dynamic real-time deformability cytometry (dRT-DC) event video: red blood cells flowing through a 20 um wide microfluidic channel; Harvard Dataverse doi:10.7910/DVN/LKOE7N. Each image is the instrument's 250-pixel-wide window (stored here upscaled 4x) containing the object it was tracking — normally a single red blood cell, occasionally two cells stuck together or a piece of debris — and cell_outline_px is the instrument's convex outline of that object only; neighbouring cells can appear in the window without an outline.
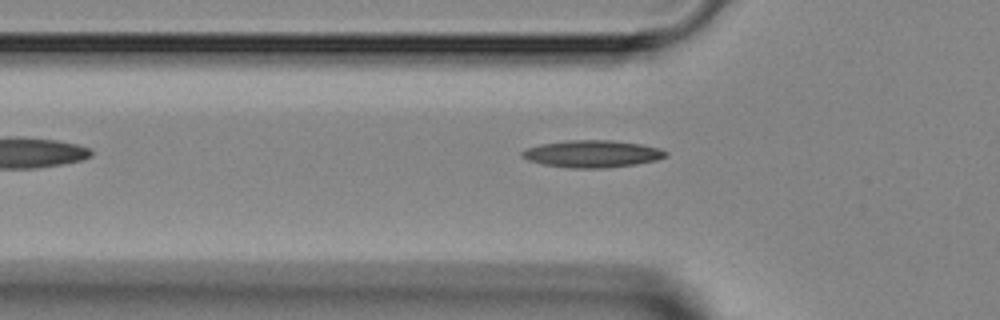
{"species": "Egyptian fruit bat (a non-hibernating species)", "species_latin": "Rousettus aegyptiacus", "temperature_condition": "room temperature", "stored_images_in_passage": 3, "camera_frame_rate_fps": 3000, "um_per_image_px": 0.085, "animal": {"sex": "female"}, "frame": {"image": 1, "passage_image": 3, "time_ms": 2.333, "image_size_px": [1000, 320], "cell_outline_px": [[668, 156], [656, 160], [636, 164], [604, 168], [568, 168], [544, 164], [528, 160], [520, 156], [520, 152], [528, 148], [540, 144], [564, 140], [612, 140], [640, 144], [660, 148], [668, 152]], "centroid_in_image_um": [50.34, 13.07], "position_along_channel_um": 75.5, "area_um2": 22.83}}